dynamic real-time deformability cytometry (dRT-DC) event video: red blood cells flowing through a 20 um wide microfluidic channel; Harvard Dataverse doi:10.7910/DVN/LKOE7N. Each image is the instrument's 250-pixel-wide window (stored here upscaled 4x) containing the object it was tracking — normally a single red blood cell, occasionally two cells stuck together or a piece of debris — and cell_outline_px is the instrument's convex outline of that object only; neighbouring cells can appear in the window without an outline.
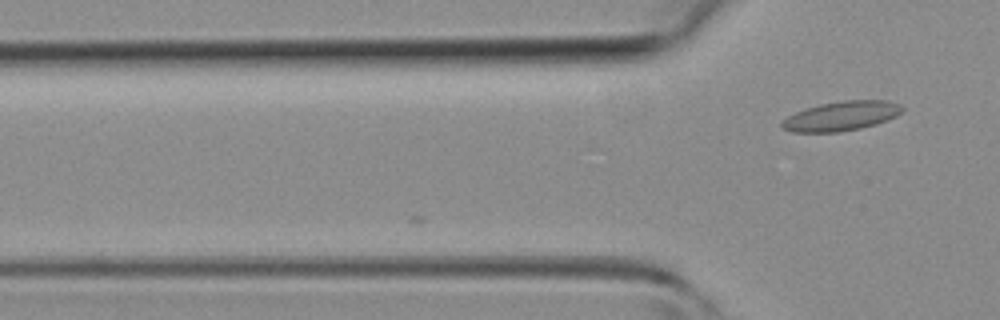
{"species": "common noctule bat (a hibernating species)", "species_latin": "Nyctalus noctula", "temperature_condition": "room temperature", "stored_images_in_passage": 4, "camera_frame_rate_fps": 3000, "um_per_image_px": 0.085, "animal": {"sex": "female", "body_mass_g": 19.3, "forearm_length_mm": 54.1}, "frame": {"image": 1, "passage_image": 4, "time_ms": 1.0, "image_size_px": [1000, 320], "cell_outline_px": [[904, 108], [896, 116], [876, 124], [860, 128], [840, 132], [792, 132], [780, 128], [780, 120], [796, 112], [820, 104], [844, 100], [884, 100], [900, 104]], "centroid_in_image_um": [71.47, 9.87], "position_along_channel_um": 54.3, "area_um2": 20.63}}